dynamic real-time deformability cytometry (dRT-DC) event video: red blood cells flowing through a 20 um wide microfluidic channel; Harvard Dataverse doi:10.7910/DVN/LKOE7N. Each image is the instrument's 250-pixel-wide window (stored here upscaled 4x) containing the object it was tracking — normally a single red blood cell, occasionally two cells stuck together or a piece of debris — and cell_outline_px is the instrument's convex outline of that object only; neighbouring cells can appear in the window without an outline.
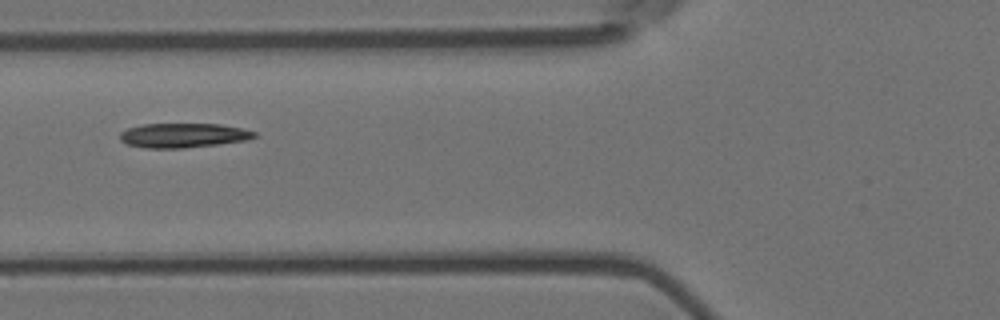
{"species": "Egyptian fruit bat (a non-hibernating species)", "species_latin": "Rousettus aegyptiacus", "temperature_condition": "room temperature", "stored_images_in_passage": 10, "camera_frame_rate_fps": 3000, "um_per_image_px": 0.085, "animal": {"sex": "female"}, "frame": {"image": 1, "passage_image": 5, "time_ms": 1.333, "image_size_px": [1000, 320], "cell_outline_px": [[256, 136], [248, 140], [184, 148], [144, 148], [128, 144], [120, 140], [120, 132], [128, 128], [144, 124], [220, 124], [240, 128], [256, 132]], "centroid_in_image_um": [15.56, 11.51], "position_along_channel_um": 110.2, "area_um2": 19.02}}
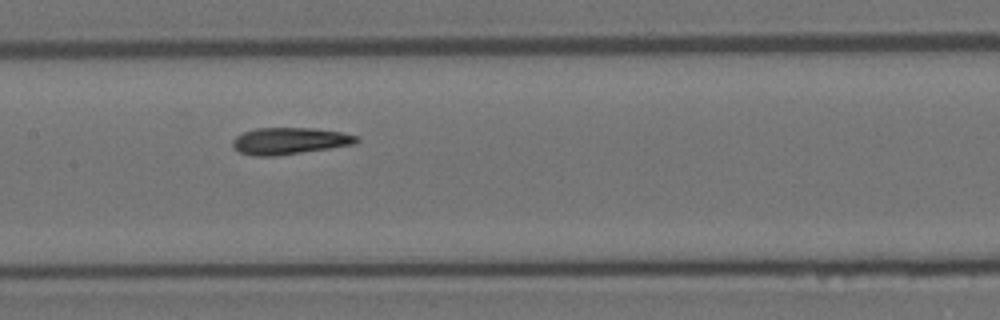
{"frame": {"image": 2, "passage_image": 7, "time_ms": 2.0, "image_size_px": [1000, 320], "cell_outline_px": [[360, 140], [352, 144], [328, 148], [276, 156], [252, 156], [240, 152], [232, 148], [232, 140], [236, 136], [244, 132], [256, 128], [312, 128], [344, 132], [356, 136]], "centroid_in_image_um": [24.56, 11.98], "position_along_channel_um": 182.8, "area_um2": 19.25}}
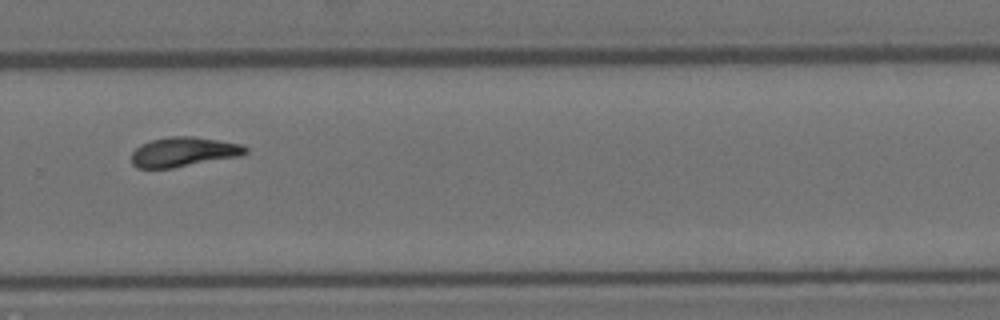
{"frame": {"image": 3, "passage_image": 10, "time_ms": 3.0, "image_size_px": [1000, 320], "cell_outline_px": [[248, 152], [240, 156], [172, 168], [136, 168], [132, 164], [132, 152], [140, 144], [152, 140], [168, 136], [192, 136], [240, 144], [248, 148]], "centroid_in_image_um": [15.58, 12.91], "position_along_channel_um": 314.2, "area_um2": 19.59}}